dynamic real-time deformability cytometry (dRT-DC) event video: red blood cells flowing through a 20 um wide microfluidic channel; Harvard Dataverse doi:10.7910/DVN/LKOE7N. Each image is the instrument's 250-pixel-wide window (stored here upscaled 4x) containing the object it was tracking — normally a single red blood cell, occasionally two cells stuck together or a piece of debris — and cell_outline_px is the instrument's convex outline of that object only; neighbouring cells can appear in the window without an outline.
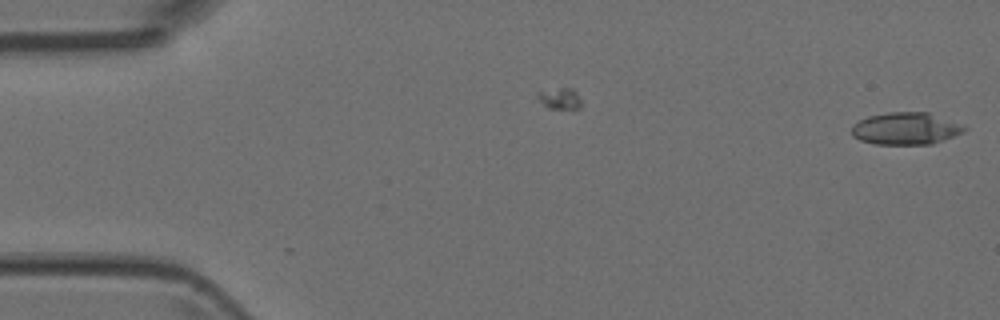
{"species": "Egyptian fruit bat (a non-hibernating species)", "species_latin": "Rousettus aegyptiacus", "temperature_condition": "room temperature", "stored_images_in_passage": 5, "camera_frame_rate_fps": 3000, "um_per_image_px": 0.085, "animal": {"sex": "female"}, "frame": {"image": 1, "passage_image": 1, "time_ms": 0.0, "image_size_px": [1000, 320], "cell_outline_px": [[968, 128], [964, 132], [932, 144], [876, 144], [860, 140], [852, 136], [852, 124], [868, 116], [888, 112], [928, 112], [964, 124]], "centroid_in_image_um": [77.01, 10.92], "position_along_channel_um": 8.0, "area_um2": 21.27}}
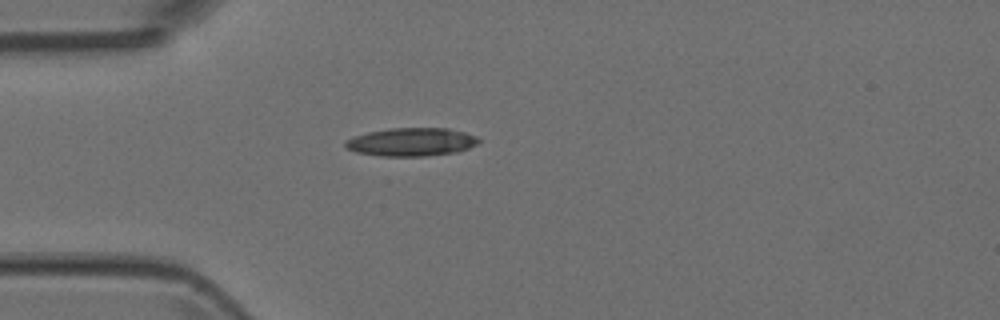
{"frame": {"image": 2, "passage_image": 5, "time_ms": 1.333, "image_size_px": [1000, 320], "cell_outline_px": [[480, 140], [476, 144], [468, 148], [456, 152], [424, 156], [380, 156], [356, 152], [344, 148], [344, 140], [368, 132], [388, 128], [448, 128], [464, 132], [476, 136]], "centroid_in_image_um": [34.93, 12.06], "position_along_channel_um": 50.1, "area_um2": 21.96}}